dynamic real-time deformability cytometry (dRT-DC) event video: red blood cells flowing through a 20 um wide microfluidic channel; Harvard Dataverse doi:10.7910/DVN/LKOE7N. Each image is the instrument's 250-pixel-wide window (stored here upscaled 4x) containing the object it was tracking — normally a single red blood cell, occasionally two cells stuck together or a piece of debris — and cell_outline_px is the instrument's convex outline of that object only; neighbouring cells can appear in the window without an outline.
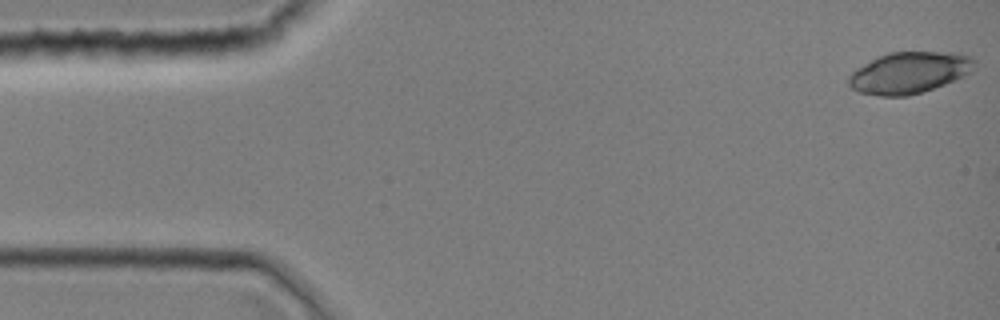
{"species": "common noctule bat (a hibernating species)", "species_latin": "Nyctalus noctula", "temperature_condition": "room temperature", "stored_images_in_passage": 5, "camera_frame_rate_fps": 3000, "um_per_image_px": 0.085, "animal": {"sex": "female", "body_mass_g": 19.0, "forearm_length_mm": 51.5}, "frame": {"image": 1, "passage_image": 1, "time_ms": 0.0, "image_size_px": [1000, 320], "cell_outline_px": [[976, 68], [972, 72], [964, 76], [944, 84], [908, 96], [880, 96], [860, 92], [852, 88], [848, 84], [848, 76], [856, 68], [888, 52], [960, 52], [972, 56], [976, 60]], "centroid_in_image_um": [77.34, 6.16], "position_along_channel_um": 7.7, "area_um2": 30.52}}